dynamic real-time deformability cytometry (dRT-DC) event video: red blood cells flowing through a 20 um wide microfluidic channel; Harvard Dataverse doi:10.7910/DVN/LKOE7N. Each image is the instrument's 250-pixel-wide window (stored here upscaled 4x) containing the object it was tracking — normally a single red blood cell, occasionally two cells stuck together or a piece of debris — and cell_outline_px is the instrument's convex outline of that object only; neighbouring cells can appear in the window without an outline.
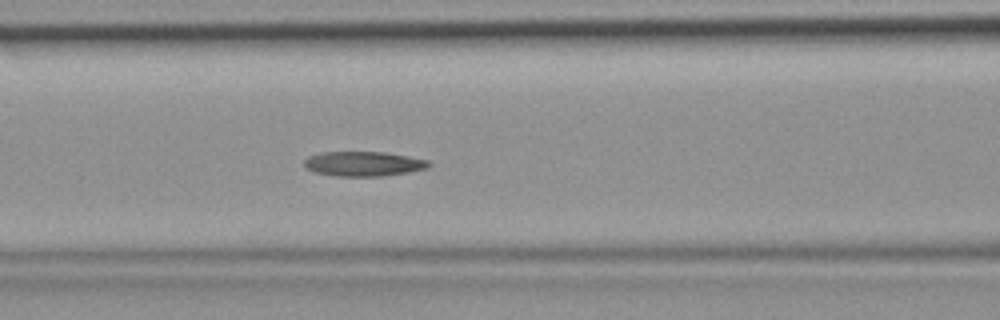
{"species": "common noctule bat (a hibernating species)", "species_latin": "Nyctalus noctula", "temperature_condition": "room temperature", "stored_images_in_passage": 35, "camera_frame_rate_fps": 3000, "um_per_image_px": 0.085, "animal": {"sex": "female", "body_mass_g": 19.9}, "frame": {"image": 1, "passage_image": 9, "time_ms": 2.667, "image_size_px": [1000, 320], "cell_outline_px": [[432, 164], [428, 168], [408, 172], [384, 176], [332, 176], [316, 172], [304, 168], [304, 160], [308, 156], [320, 152], [384, 152], [408, 156], [428, 160]], "centroid_in_image_um": [30.88, 13.92], "position_along_channel_um": 135.7, "area_um2": 18.09}}
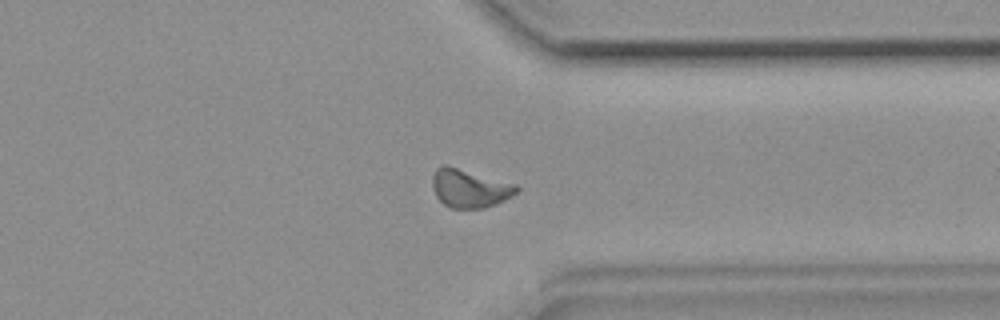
{"frame": {"image": 2, "passage_image": 25, "time_ms": 8.0, "image_size_px": [1000, 320], "cell_outline_px": [[520, 188], [512, 196], [496, 204], [484, 208], [452, 208], [444, 204], [436, 196], [432, 188], [432, 176], [436, 168], [440, 164], [448, 164], [516, 184]], "centroid_in_image_um": [39.89, 15.98], "position_along_channel_um": 371.5, "area_um2": 19.07}}
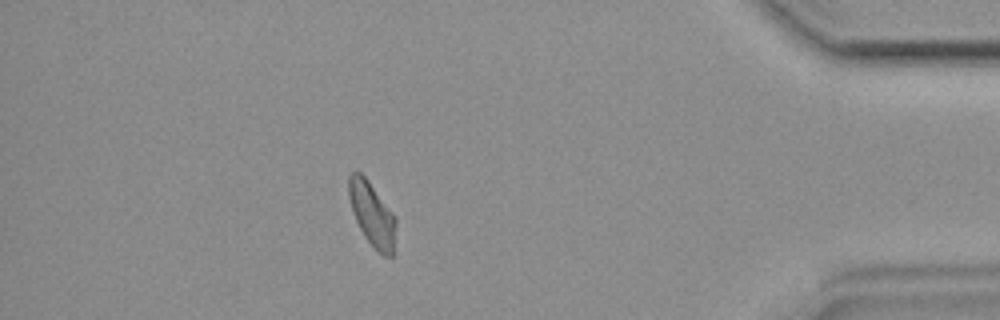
{"frame": {"image": 3, "passage_image": 30, "time_ms": 9.667, "image_size_px": [1000, 320], "cell_outline_px": [[396, 224], [392, 256], [384, 256], [364, 236], [352, 212], [348, 196], [348, 176], [356, 168], [368, 180], [396, 216]], "centroid_in_image_um": [31.61, 18.14], "position_along_channel_um": 403.6, "area_um2": 17.51}}